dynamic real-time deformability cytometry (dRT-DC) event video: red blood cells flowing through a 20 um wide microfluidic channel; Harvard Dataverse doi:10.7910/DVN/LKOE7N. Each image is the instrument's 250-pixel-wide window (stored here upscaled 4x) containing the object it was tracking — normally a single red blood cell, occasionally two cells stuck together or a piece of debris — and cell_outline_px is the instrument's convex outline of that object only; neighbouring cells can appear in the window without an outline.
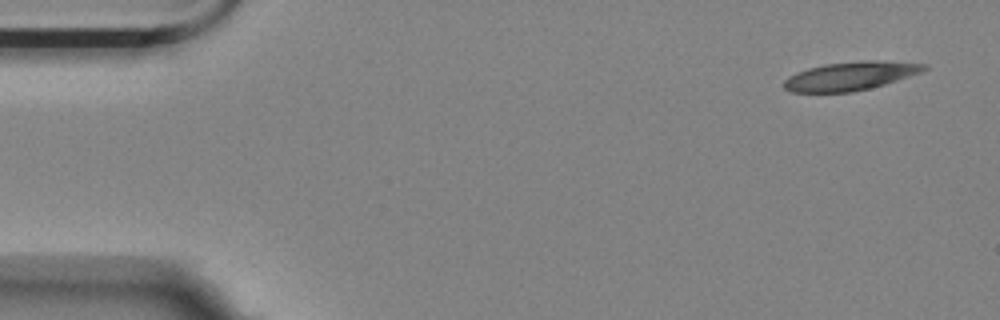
{"species": "Egyptian fruit bat (a non-hibernating species)", "species_latin": "Rousettus aegyptiacus", "temperature_condition": "room temperature", "stored_images_in_passage": 9, "camera_frame_rate_fps": 3000, "um_per_image_px": 0.085, "animal": {"sex": "female"}, "frame": {"image": 1, "passage_image": 1, "time_ms": 0.0, "image_size_px": [1000, 320], "cell_outline_px": [[928, 68], [920, 72], [884, 84], [852, 92], [792, 92], [784, 88], [784, 80], [788, 76], [796, 72], [808, 68], [824, 64], [864, 60], [876, 60], [928, 64]], "centroid_in_image_um": [72.25, 6.45], "position_along_channel_um": 12.7, "area_um2": 23.12}}
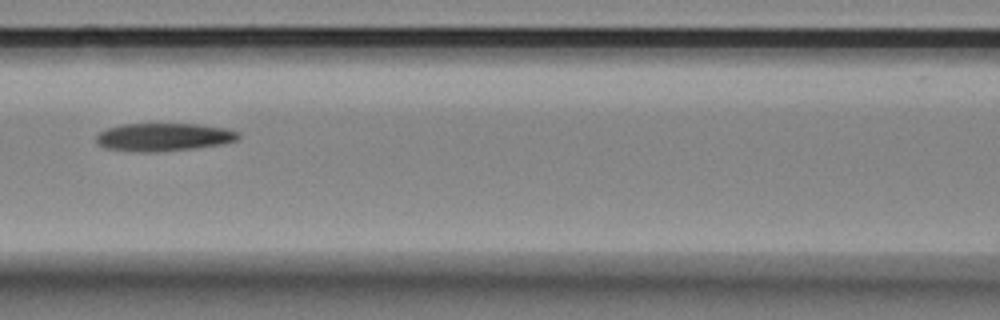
{"frame": {"image": 2, "passage_image": 7, "time_ms": 7.0, "image_size_px": [1000, 320], "cell_outline_px": [[240, 140], [224, 144], [196, 148], [156, 152], [140, 152], [104, 148], [96, 144], [96, 136], [104, 128], [120, 124], [200, 124], [224, 128], [240, 132]], "centroid_in_image_um": [13.91, 11.65], "position_along_channel_um": 152.7, "area_um2": 23.58}}
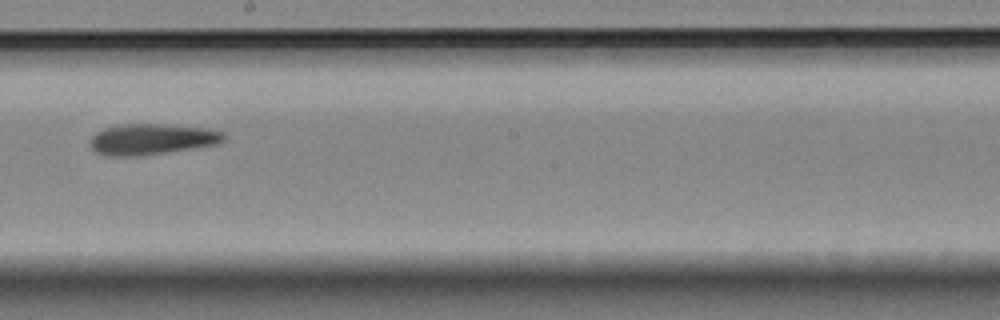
{"frame": {"image": 3, "passage_image": 9, "time_ms": 9.333, "image_size_px": [1000, 320], "cell_outline_px": [[224, 140], [216, 144], [192, 148], [140, 156], [104, 156], [96, 152], [88, 144], [92, 136], [96, 132], [104, 128], [120, 124], [160, 124], [212, 128], [224, 132]], "centroid_in_image_um": [12.87, 11.83], "position_along_channel_um": 235.3, "area_um2": 24.22}}